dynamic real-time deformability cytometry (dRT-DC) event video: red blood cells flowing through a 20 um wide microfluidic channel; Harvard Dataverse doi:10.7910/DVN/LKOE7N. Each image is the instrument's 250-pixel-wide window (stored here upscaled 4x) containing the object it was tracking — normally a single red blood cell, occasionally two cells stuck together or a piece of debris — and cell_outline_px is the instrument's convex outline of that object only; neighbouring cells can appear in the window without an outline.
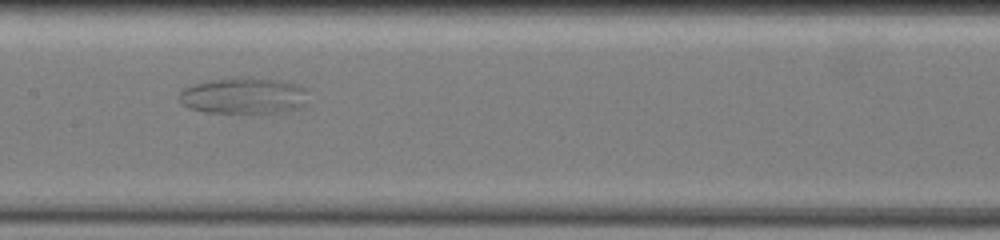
{"species": "common noctule bat (a hibernating species)", "species_latin": "Nyctalus noctula", "temperature_condition": "warm", "stored_images_in_passage": 11, "camera_frame_rate_fps": 3000, "um_per_image_px": 0.085, "animal": {"sex": "female", "body_mass_g": 19.5, "forearm_length_mm": 54.1}, "frame": {"image": 1, "passage_image": 7, "time_ms": 3.333, "image_size_px": [1000, 240], "cell_outline_px": [[304, 104], [288, 112], [248, 116], [204, 112], [192, 108], [184, 104], [180, 100], [180, 92], [184, 88], [204, 80], [248, 76], [280, 80], [296, 84], [304, 88]], "centroid_in_image_um": [20.69, 8.17], "position_along_channel_um": 186.7, "area_um2": 28.26}}
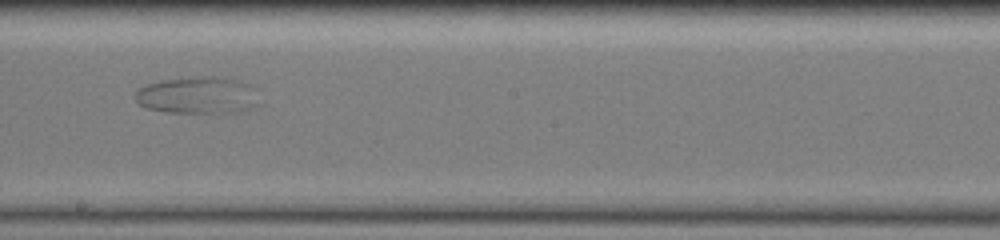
{"frame": {"image": 2, "passage_image": 10, "time_ms": 4.667, "image_size_px": [1000, 240], "cell_outline_px": [[248, 108], [240, 112], [164, 112], [144, 108], [136, 100], [136, 92], [140, 88], [148, 84], [164, 80], [200, 76], [228, 76], [244, 80], [248, 84]], "centroid_in_image_um": [16.63, 8.07], "position_along_channel_um": 231.6, "area_um2": 25.66}}